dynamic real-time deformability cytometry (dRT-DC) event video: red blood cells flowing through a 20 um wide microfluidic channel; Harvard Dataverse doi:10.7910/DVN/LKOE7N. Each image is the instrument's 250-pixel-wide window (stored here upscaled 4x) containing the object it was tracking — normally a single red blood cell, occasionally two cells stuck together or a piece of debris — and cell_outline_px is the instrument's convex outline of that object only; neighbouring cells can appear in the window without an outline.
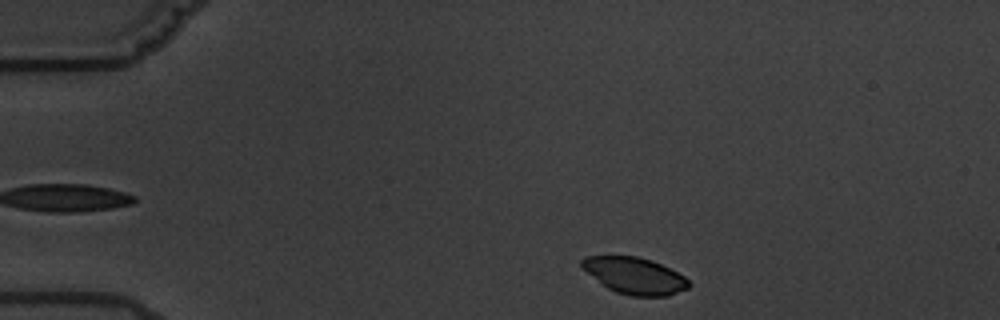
{"species": "common noctule bat (a hibernating species)", "species_latin": "Nyctalus noctula", "temperature_condition": "warm", "stored_images_in_passage": 3, "camera_frame_rate_fps": 3000, "um_per_image_px": 0.085, "animal": {"sex": "male", "body_mass_g": 19.5, "forearm_length_mm": 54.6}, "frame": {"image": 1, "passage_image": 3, "time_ms": 2.333, "image_size_px": [1000, 320], "cell_outline_px": [[688, 288], [668, 296], [628, 296], [616, 292], [608, 288], [580, 268], [580, 260], [584, 256], [636, 256], [652, 260], [684, 276], [688, 280]], "centroid_in_image_um": [53.89, 23.43], "position_along_channel_um": 31.1, "area_um2": 22.77}}